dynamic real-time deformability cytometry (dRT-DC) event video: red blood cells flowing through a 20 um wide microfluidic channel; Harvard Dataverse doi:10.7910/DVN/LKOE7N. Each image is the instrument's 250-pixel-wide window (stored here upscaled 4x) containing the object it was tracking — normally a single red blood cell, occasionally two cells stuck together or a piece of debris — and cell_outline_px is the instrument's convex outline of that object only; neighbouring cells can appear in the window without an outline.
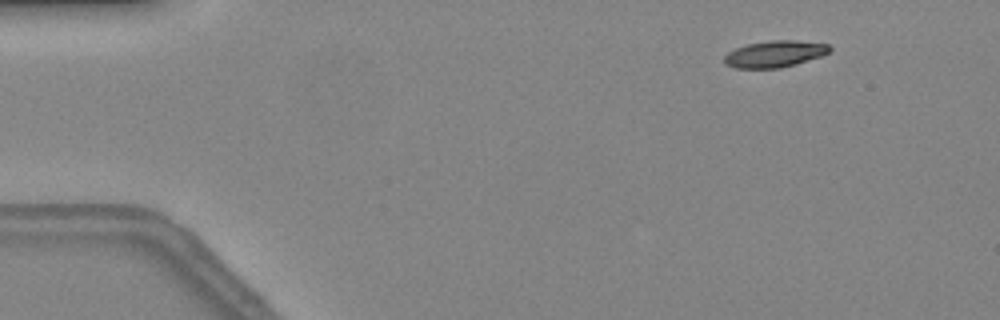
{"species": "common noctule bat (a hibernating species)", "species_latin": "Nyctalus noctula", "temperature_condition": "warm", "stored_images_in_passage": 13, "camera_frame_rate_fps": 3000, "um_per_image_px": 0.085, "animal": {"sex": "female", "body_mass_g": 24.6, "forearm_length_mm": 56.2}, "frame": {"image": 1, "passage_image": 6, "time_ms": 1.667, "image_size_px": [1000, 320], "cell_outline_px": [[832, 52], [796, 64], [780, 68], [736, 68], [724, 64], [724, 56], [728, 52], [736, 48], [748, 44], [772, 40], [796, 40], [828, 44], [832, 48]], "centroid_in_image_um": [65.87, 4.58], "position_along_channel_um": 19.1, "area_um2": 16.36}}